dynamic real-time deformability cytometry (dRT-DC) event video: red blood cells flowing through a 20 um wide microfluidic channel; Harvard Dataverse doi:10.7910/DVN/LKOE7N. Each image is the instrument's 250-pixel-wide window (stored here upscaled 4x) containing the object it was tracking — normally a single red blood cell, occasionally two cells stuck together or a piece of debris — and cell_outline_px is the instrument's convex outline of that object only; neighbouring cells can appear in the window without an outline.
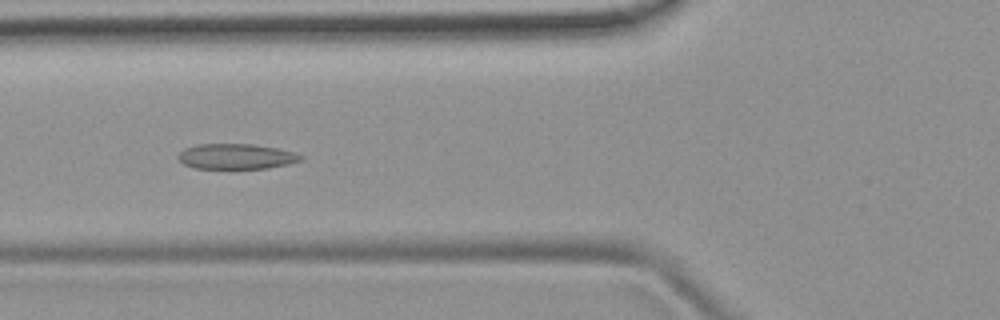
{"species": "common noctule bat (a hibernating species)", "species_latin": "Nyctalus noctula", "temperature_condition": "room temperature", "stored_images_in_passage": 39, "camera_frame_rate_fps": 3000, "um_per_image_px": 0.085, "animal": {"sex": "female", "body_mass_g": 19.9}, "frame": {"image": 1, "passage_image": 12, "time_ms": 3.667, "image_size_px": [1000, 320], "cell_outline_px": [[304, 160], [288, 164], [268, 168], [196, 168], [184, 164], [176, 156], [184, 148], [196, 144], [252, 144], [276, 148], [296, 152], [304, 156]], "centroid_in_image_um": [20.11, 13.29], "position_along_channel_um": 105.7, "area_um2": 18.15}}
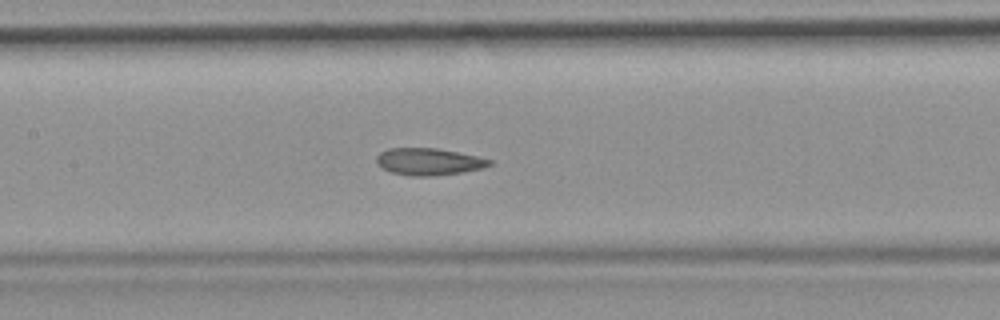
{"frame": {"image": 2, "passage_image": 17, "time_ms": 5.333, "image_size_px": [1000, 320], "cell_outline_px": [[492, 164], [484, 168], [460, 172], [428, 176], [412, 176], [392, 172], [384, 168], [376, 160], [376, 156], [380, 152], [388, 148], [436, 148], [476, 156], [492, 160]], "centroid_in_image_um": [36.45, 13.73], "position_along_channel_um": 171.0, "area_um2": 17.46}, "authors_computed_cell_mechanics": {"area_um2": 18.6116, "velocity_mm_per_s": 3.9066, "shape_relaxation_time_tau1_ms": null, "shape_relaxation_time_tau2_ms": 1.6854, "deformation_change_tau1": null, "deformation_change_tau2": 0.0798}}